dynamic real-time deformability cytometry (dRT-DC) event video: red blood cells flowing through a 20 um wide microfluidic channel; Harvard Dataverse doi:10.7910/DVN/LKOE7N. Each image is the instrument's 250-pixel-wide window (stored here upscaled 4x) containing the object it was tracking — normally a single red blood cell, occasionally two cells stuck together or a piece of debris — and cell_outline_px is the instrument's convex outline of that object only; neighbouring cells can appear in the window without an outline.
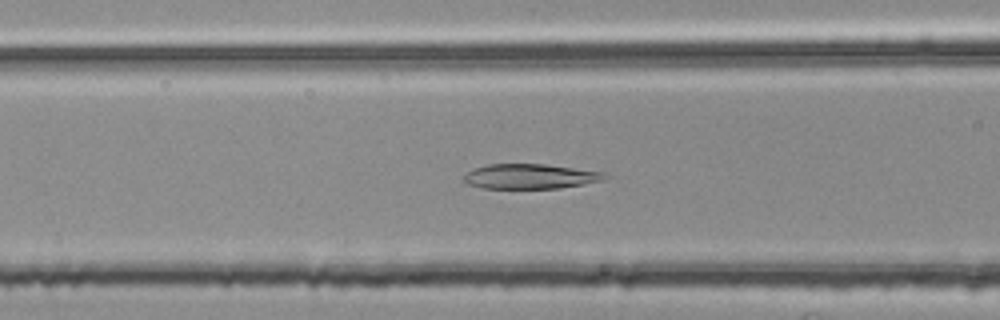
{"species": "common noctule bat (a hibernating species)", "species_latin": "Nyctalus noctula", "temperature_condition": "room temperature", "stored_images_in_passage": 42, "camera_frame_rate_fps": 3000, "um_per_image_px": 0.085, "animal": {"sex": "female", "body_mass_g": 25.1}, "frame": {"image": 1, "passage_image": 10, "time_ms": 3.0, "image_size_px": [1000, 320], "cell_outline_px": [[608, 176], [604, 180], [584, 184], [560, 188], [480, 188], [468, 184], [460, 180], [460, 176], [472, 168], [488, 164], [544, 164], [604, 172]], "centroid_in_image_um": [44.98, 14.99], "position_along_channel_um": 121.6, "area_um2": 20.69}}
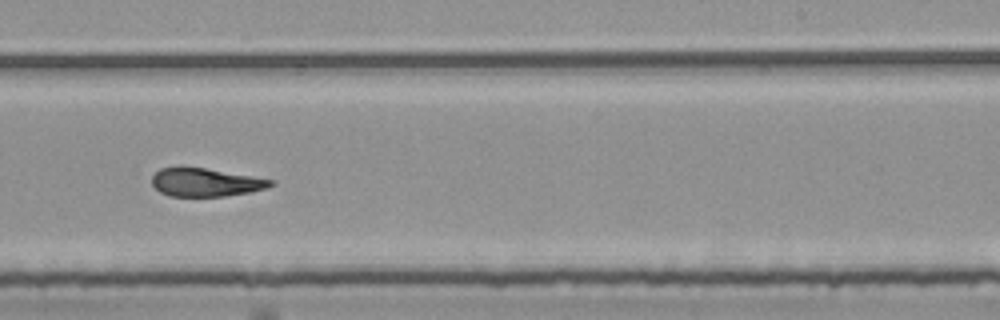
{"frame": {"image": 2, "passage_image": 22, "time_ms": 7.0, "image_size_px": [1000, 320], "cell_outline_px": [[276, 184], [268, 188], [248, 192], [224, 196], [168, 196], [160, 192], [152, 184], [152, 176], [160, 168], [180, 164], [276, 180]], "centroid_in_image_um": [17.45, 15.47], "position_along_channel_um": 271.6, "area_um2": 20.0}}
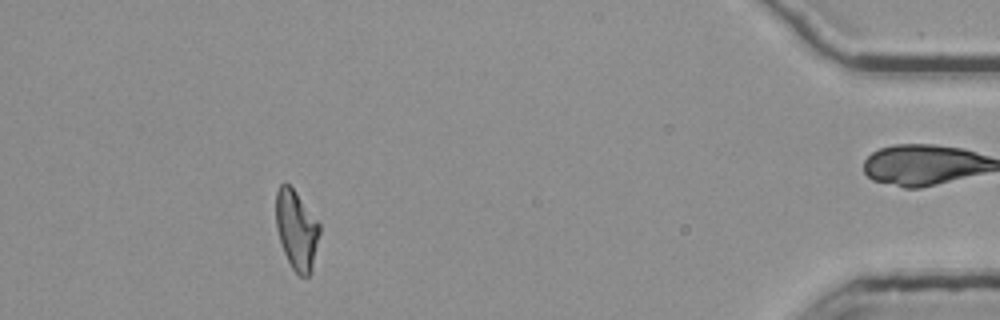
{"frame": {"image": 3, "passage_image": 38, "time_ms": 12.333, "image_size_px": [1000, 320], "cell_outline_px": [[320, 232], [312, 272], [308, 276], [300, 276], [292, 268], [284, 252], [276, 228], [276, 192], [280, 184], [288, 184], [296, 192], [320, 224]], "centroid_in_image_um": [25.21, 19.56], "position_along_channel_um": 410.0, "area_um2": 20.06}, "authors_computed_cell_mechanics": {"area_um2": 20.7502, "velocity_mm_per_s": 3.7598, "shape_relaxation_time_tau1_ms": 6.2786, "shape_relaxation_time_tau2_ms": 1.566, "deformation_change_tau1": 0.1819, "deformation_change_tau2": 0.0967}}